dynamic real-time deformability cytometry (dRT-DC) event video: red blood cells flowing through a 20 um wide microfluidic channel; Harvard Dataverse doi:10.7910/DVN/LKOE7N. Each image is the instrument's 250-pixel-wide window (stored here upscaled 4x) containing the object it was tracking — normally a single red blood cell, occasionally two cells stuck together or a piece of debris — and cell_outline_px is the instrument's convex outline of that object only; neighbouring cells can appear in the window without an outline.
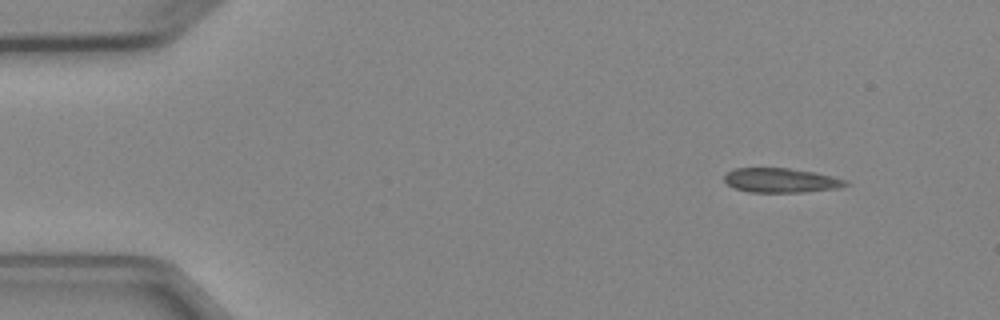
{"species": "Egyptian fruit bat (a non-hibernating species)", "species_latin": "Rousettus aegyptiacus", "temperature_condition": "cold", "stored_images_in_passage": 6, "camera_frame_rate_fps": 3000, "um_per_image_px": 0.085, "animal": {"sex": "female"}, "frame": {"image": 1, "passage_image": 1, "time_ms": 0.0, "image_size_px": [1000, 320], "cell_outline_px": [[852, 184], [840, 188], [804, 192], [748, 192], [732, 188], [724, 180], [724, 176], [728, 172], [736, 168], [788, 168], [816, 172], [848, 180]], "centroid_in_image_um": [66.43, 15.33], "position_along_channel_um": 18.6, "area_um2": 17.51}}
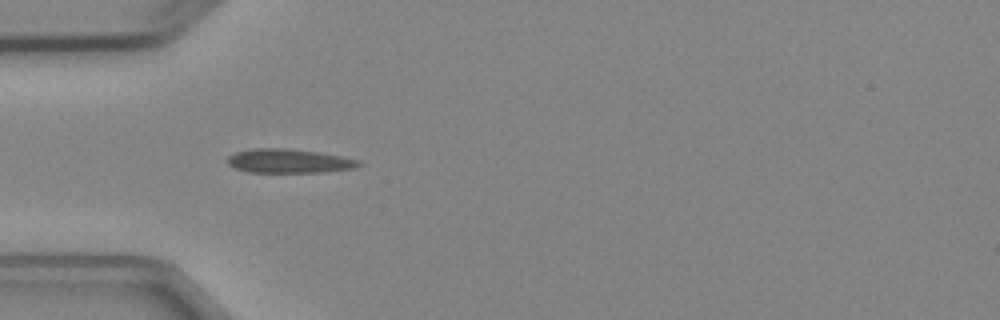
{"frame": {"image": 2, "passage_image": 4, "time_ms": 3.333, "image_size_px": [1000, 320], "cell_outline_px": [[364, 164], [356, 168], [324, 172], [248, 172], [232, 168], [228, 164], [228, 156], [236, 152], [252, 148], [288, 148], [316, 152], [340, 156], [356, 160]], "centroid_in_image_um": [24.53, 13.69], "position_along_channel_um": 60.5, "area_um2": 18.38}}